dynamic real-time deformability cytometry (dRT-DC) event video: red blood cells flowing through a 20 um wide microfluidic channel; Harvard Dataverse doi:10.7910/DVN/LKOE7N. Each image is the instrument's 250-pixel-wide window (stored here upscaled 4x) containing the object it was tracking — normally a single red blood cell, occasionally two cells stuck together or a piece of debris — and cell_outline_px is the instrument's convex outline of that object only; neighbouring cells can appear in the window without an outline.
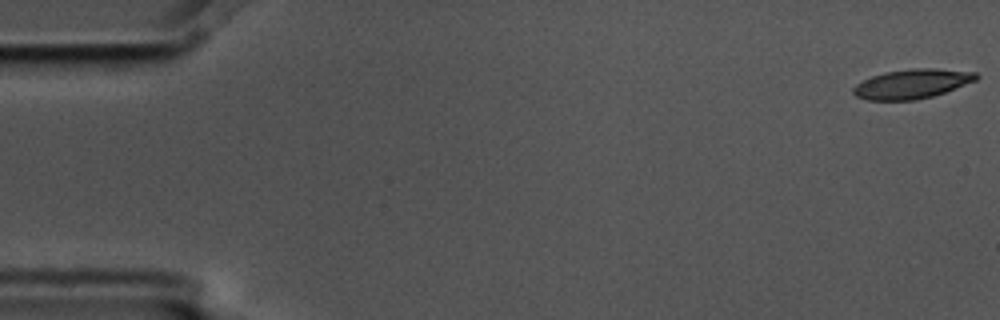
{"species": "common noctule bat (a hibernating species)", "species_latin": "Nyctalus noctula", "temperature_condition": "cold", "stored_images_in_passage": 5, "camera_frame_rate_fps": 3000, "um_per_image_px": 0.085, "animal": {"sex": "male", "body_mass_g": 17.5, "forearm_length_mm": 52.3}, "frame": {"image": 1, "passage_image": 1, "time_ms": 0.0, "image_size_px": [1000, 320], "cell_outline_px": [[980, 76], [976, 80], [944, 92], [932, 96], [916, 100], [868, 100], [856, 96], [852, 92], [852, 88], [856, 84], [872, 76], [884, 72], [912, 68], [936, 68], [976, 72]], "centroid_in_image_um": [77.51, 7.12], "position_along_channel_um": 7.5, "area_um2": 21.04}}
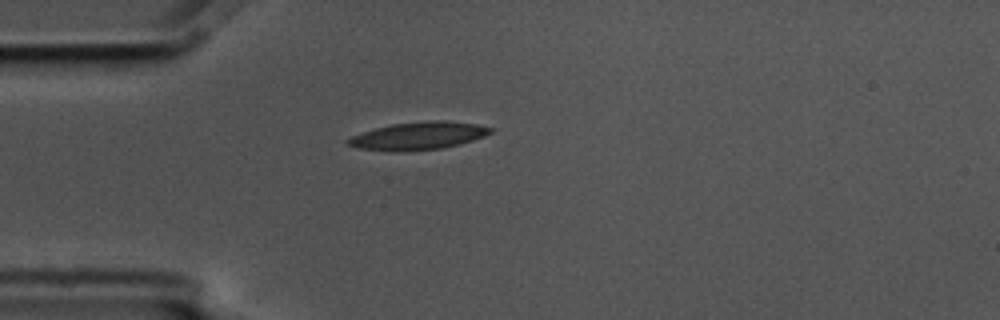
{"frame": {"image": 2, "passage_image": 5, "time_ms": 1.333, "image_size_px": [1000, 320], "cell_outline_px": [[496, 128], [492, 132], [484, 136], [460, 144], [444, 148], [404, 152], [388, 152], [356, 148], [344, 144], [344, 140], [352, 136], [376, 128], [392, 124], [432, 120], [444, 120], [476, 124]], "centroid_in_image_um": [35.53, 11.56], "position_along_channel_um": 49.5, "area_um2": 23.41}}